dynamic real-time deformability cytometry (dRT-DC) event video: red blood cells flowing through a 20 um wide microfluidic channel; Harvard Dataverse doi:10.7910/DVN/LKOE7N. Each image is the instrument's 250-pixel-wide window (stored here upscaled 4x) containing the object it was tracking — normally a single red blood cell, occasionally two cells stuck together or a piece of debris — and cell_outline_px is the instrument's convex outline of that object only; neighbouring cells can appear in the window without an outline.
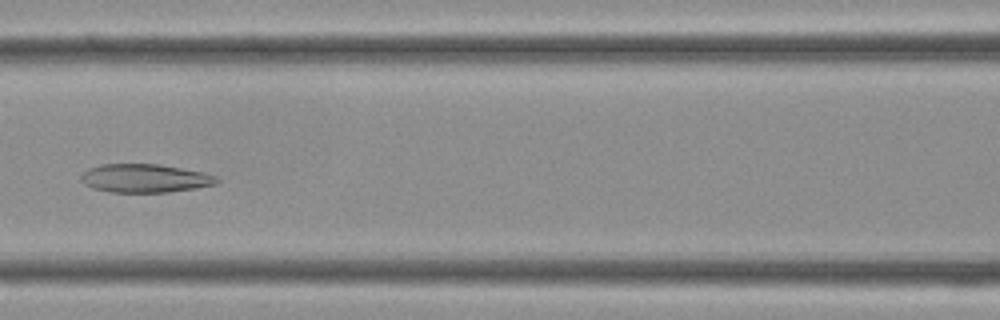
{"species": "Egyptian fruit bat (a non-hibernating species)", "species_latin": "Rousettus aegyptiacus", "temperature_condition": "cold", "stored_images_in_passage": 36, "camera_frame_rate_fps": 3000, "um_per_image_px": 0.085, "frame": {"image": 1, "passage_image": 16, "time_ms": 5.0, "image_size_px": [1000, 320], "cell_outline_px": [[220, 180], [216, 184], [196, 188], [168, 192], [112, 192], [92, 188], [84, 184], [80, 180], [80, 176], [88, 168], [100, 164], [160, 164], [200, 172], [216, 176]], "centroid_in_image_um": [12.28, 15.15], "position_along_channel_um": 154.3, "area_um2": 22.48}}
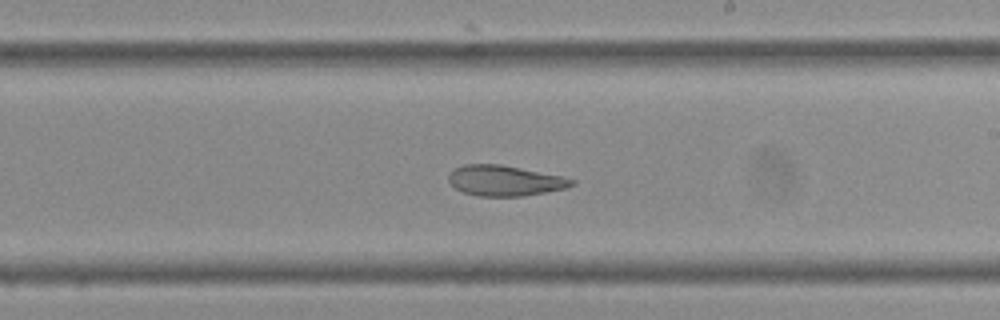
{"frame": {"image": 2, "passage_image": 21, "time_ms": 6.667, "image_size_px": [1000, 320], "cell_outline_px": [[576, 184], [568, 188], [524, 196], [476, 196], [464, 192], [456, 188], [448, 180], [448, 172], [464, 164], [500, 164], [564, 176], [576, 180]], "centroid_in_image_um": [42.95, 15.35], "position_along_channel_um": 246.1, "area_um2": 22.08}}
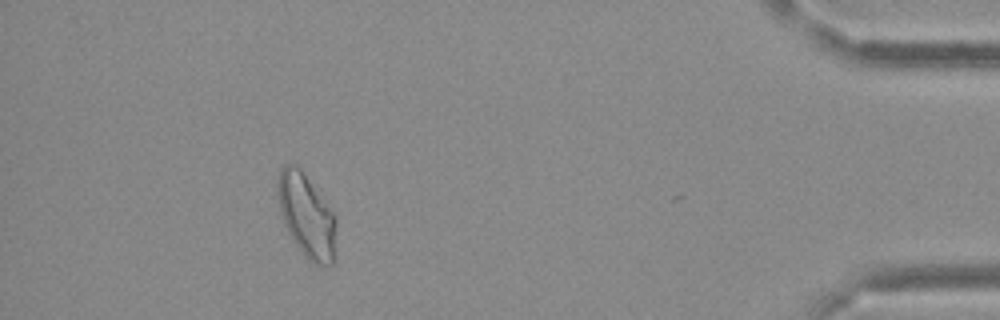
{"frame": {"image": 3, "passage_image": 33, "time_ms": 10.667, "image_size_px": [1000, 320], "cell_outline_px": [[336, 228], [332, 264], [312, 264], [304, 256], [288, 232], [280, 216], [276, 184], [276, 176], [280, 168], [284, 164], [296, 164], [300, 168], [336, 216]], "centroid_in_image_um": [26.01, 18.29], "position_along_channel_um": 409.2, "area_um2": 28.5}}